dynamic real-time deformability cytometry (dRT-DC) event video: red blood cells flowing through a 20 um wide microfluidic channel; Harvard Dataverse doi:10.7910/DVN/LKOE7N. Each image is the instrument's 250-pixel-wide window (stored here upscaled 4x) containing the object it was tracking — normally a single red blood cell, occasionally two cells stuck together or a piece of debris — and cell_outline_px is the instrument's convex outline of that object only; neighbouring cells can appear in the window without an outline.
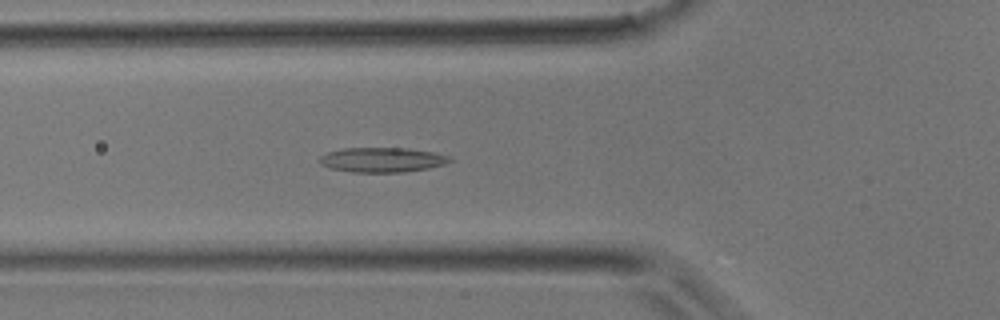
{"species": "common noctule bat (a hibernating species)", "species_latin": "Nyctalus noctula", "temperature_condition": "room temperature", "stored_images_in_passage": 30, "camera_frame_rate_fps": 3000, "um_per_image_px": 0.085, "animal": {"sex": "male", "body_mass_g": 17.9}, "frame": {"image": 1, "passage_image": 4, "time_ms": 1.0, "image_size_px": [1000, 320], "cell_outline_px": [[452, 160], [448, 164], [428, 168], [404, 172], [352, 172], [332, 168], [320, 164], [316, 160], [320, 156], [328, 152], [344, 148], [408, 148], [436, 152], [448, 156]], "centroid_in_image_um": [32.5, 13.58], "position_along_channel_um": 93.3, "area_um2": 18.9}}
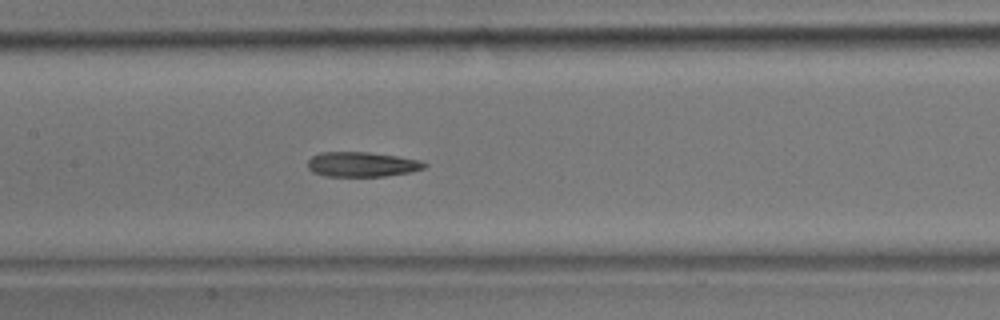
{"frame": {"image": 2, "passage_image": 9, "time_ms": 2.667, "image_size_px": [1000, 320], "cell_outline_px": [[428, 164], [424, 168], [412, 172], [384, 176], [324, 176], [312, 172], [308, 168], [308, 160], [312, 156], [320, 152], [368, 152], [396, 156], [420, 160]], "centroid_in_image_um": [30.75, 13.97], "position_along_channel_um": 176.6, "area_um2": 16.94}}
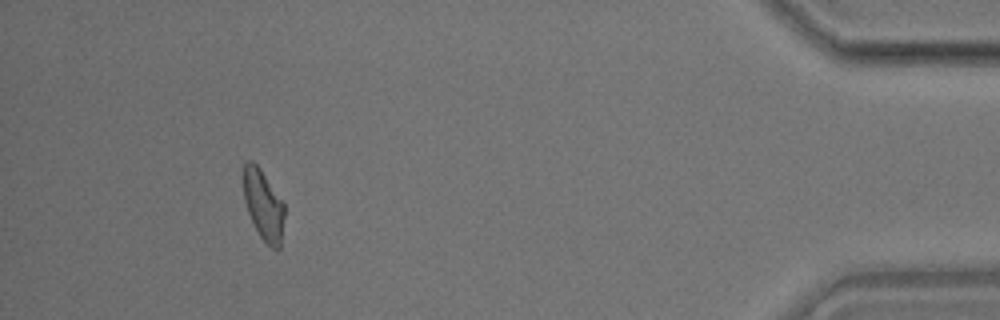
{"frame": {"image": 3, "passage_image": 27, "time_ms": 8.667, "image_size_px": [1000, 320], "cell_outline_px": [[284, 216], [280, 248], [276, 252], [260, 236], [248, 212], [244, 200], [244, 164], [248, 160], [252, 160], [260, 168], [284, 204]], "centroid_in_image_um": [22.4, 17.44], "position_along_channel_um": 412.8, "area_um2": 16.47}}